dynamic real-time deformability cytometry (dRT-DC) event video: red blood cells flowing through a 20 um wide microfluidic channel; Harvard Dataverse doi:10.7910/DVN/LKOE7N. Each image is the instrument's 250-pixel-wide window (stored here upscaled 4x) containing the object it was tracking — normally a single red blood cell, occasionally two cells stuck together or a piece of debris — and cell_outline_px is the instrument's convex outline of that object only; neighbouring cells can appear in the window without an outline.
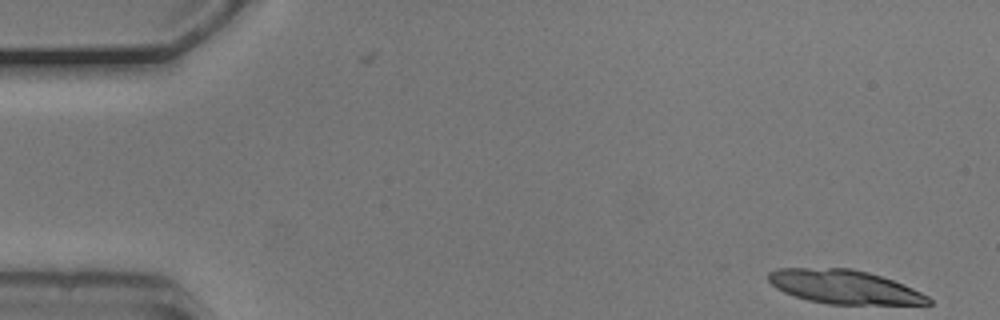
{"species": "common noctule bat (a hibernating species)", "species_latin": "Nyctalus noctula", "temperature_condition": "cold", "stored_images_in_passage": 12, "camera_frame_rate_fps": 3000, "um_per_image_px": 0.085, "animal": {"sex": "male", "body_mass_g": 20.5, "forearm_length_mm": 52.5}, "frame": {"image": 1, "passage_image": 1, "time_ms": 0.0, "image_size_px": [1000, 320], "cell_outline_px": [[932, 304], [828, 304], [808, 300], [784, 292], [776, 288], [768, 280], [768, 272], [776, 268], [852, 268], [868, 272], [892, 280], [912, 288], [928, 296], [932, 300]], "centroid_in_image_um": [71.73, 24.38], "position_along_channel_um": 13.3, "area_um2": 31.33}}